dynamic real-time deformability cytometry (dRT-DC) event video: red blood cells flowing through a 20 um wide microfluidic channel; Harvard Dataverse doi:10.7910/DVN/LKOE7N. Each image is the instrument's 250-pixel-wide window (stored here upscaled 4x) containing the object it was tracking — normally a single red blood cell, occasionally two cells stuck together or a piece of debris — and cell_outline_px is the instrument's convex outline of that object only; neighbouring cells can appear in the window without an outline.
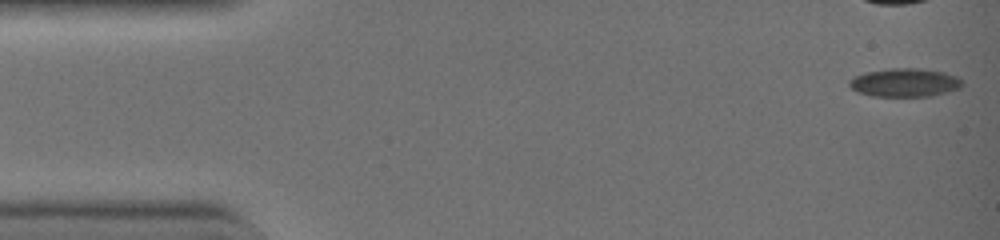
{"species": "common noctule bat (a hibernating species)", "species_latin": "Nyctalus noctula", "temperature_condition": "warm", "stored_images_in_passage": 40, "camera_frame_rate_fps": 3000, "um_per_image_px": 0.085, "animal": {"sex": "female", "body_mass_g": 19.0, "forearm_length_mm": 51.5}, "frame": {"image": 1, "passage_image": 1, "time_ms": 0.0, "image_size_px": [1000, 240], "cell_outline_px": [[960, 88], [928, 96], [872, 96], [860, 92], [852, 88], [848, 84], [856, 76], [868, 72], [892, 68], [916, 68], [944, 72], [956, 76], [960, 80]], "centroid_in_image_um": [76.9, 7.02], "position_along_channel_um": 8.1, "area_um2": 18.15}}